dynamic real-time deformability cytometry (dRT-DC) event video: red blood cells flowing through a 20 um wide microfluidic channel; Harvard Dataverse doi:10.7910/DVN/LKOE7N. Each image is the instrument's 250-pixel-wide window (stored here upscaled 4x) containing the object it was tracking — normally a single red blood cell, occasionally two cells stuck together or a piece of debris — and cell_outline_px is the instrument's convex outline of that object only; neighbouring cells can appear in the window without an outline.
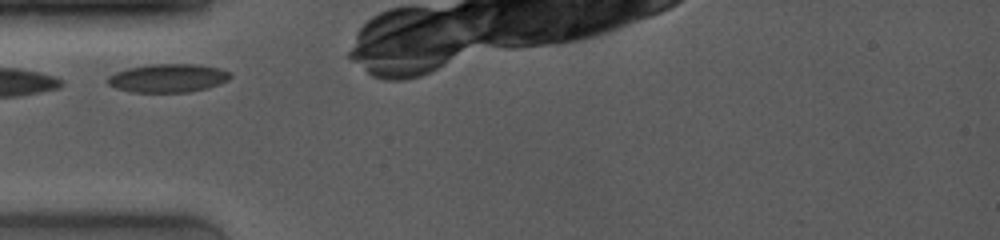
{"species": "common noctule bat (a hibernating species)", "species_latin": "Nyctalus noctula", "temperature_condition": "room temperature", "stored_images_in_passage": 14, "camera_frame_rate_fps": 4000, "um_per_image_px": 0.085, "animal": {"sex": "female", "body_mass_g": 19.0, "forearm_length_mm": 53.3}, "frame": {"image": 1, "passage_image": 1, "time_ms": 0.0, "image_size_px": [1000, 240], "cell_outline_px": [[232, 76], [228, 80], [208, 88], [188, 92], [132, 92], [116, 88], [108, 84], [108, 76], [116, 72], [128, 68], [152, 64], [196, 64], [220, 68], [228, 72]], "centroid_in_image_um": [14.28, 6.64], "position_along_channel_um": 70.7, "area_um2": 20.23}}